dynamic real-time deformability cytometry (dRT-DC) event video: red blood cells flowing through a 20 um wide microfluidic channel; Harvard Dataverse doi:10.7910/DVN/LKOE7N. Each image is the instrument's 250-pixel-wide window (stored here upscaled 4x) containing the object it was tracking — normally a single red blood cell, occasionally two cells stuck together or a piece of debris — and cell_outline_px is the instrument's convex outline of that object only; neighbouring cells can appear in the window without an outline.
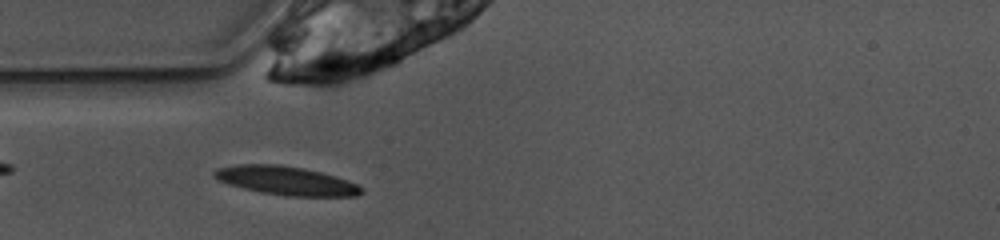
{"species": "common noctule bat (a hibernating species)", "species_latin": "Nyctalus noctula", "temperature_condition": "warm", "stored_images_in_passage": 40, "camera_frame_rate_fps": 3000, "um_per_image_px": 0.085, "animal": {"sex": "female", "body_mass_g": 10.0, "forearm_length_mm": 53.1}, "frame": {"image": 1, "passage_image": 3, "time_ms": 0.667, "image_size_px": [1000, 240], "cell_outline_px": [[364, 192], [356, 196], [288, 196], [260, 192], [228, 184], [212, 176], [212, 172], [216, 168], [236, 164], [280, 164], [304, 168], [336, 176], [356, 184], [364, 188]], "centroid_in_image_um": [24.31, 15.35], "position_along_channel_um": 60.7, "area_um2": 24.68}}
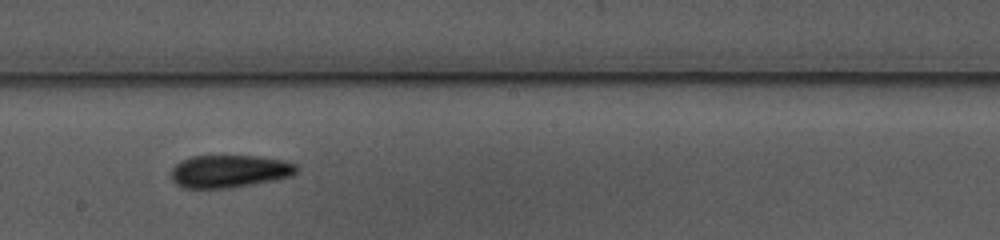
{"frame": {"image": 2, "passage_image": 16, "time_ms": 5.0, "image_size_px": [1000, 240], "cell_outline_px": [[300, 168], [292, 176], [276, 180], [228, 188], [184, 188], [176, 184], [172, 180], [172, 168], [176, 164], [192, 156], [260, 156], [284, 160], [296, 164]], "centroid_in_image_um": [19.55, 14.56], "position_along_channel_um": 228.7, "area_um2": 23.93}}
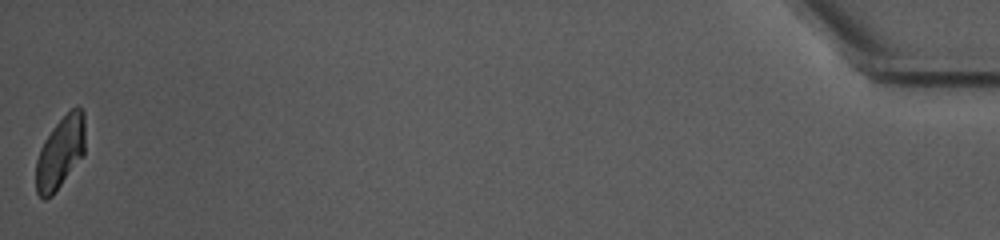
{"frame": {"image": 3, "passage_image": 40, "time_ms": 13.0, "image_size_px": [1000, 240], "cell_outline_px": [[84, 152], [52, 196], [44, 200], [36, 192], [36, 160], [40, 148], [44, 140], [56, 124], [76, 104], [84, 112]], "centroid_in_image_um": [5.1, 12.96], "position_along_channel_um": 430.1, "area_um2": 20.23}, "authors_computed_cell_mechanics": {"area_um2": 22.8599, "velocity_mm_per_s": 3.8562, "shape_relaxation_time_tau1_ms": null, "shape_relaxation_time_tau2_ms": 6.082, "deformation_change_tau1": null, "deformation_change_tau2": 0.1247}}